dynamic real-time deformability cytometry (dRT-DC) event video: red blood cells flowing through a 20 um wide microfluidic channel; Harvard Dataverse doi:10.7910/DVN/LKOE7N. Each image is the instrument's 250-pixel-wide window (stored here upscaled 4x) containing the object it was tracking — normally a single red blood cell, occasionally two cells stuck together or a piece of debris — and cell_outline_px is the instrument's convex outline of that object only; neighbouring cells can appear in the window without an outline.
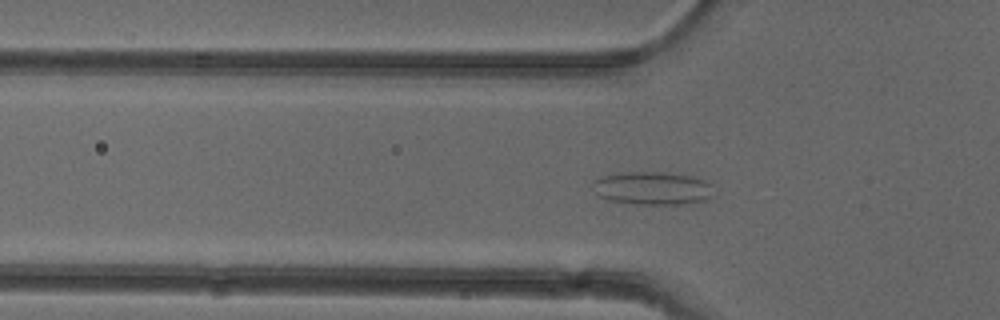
{"species": "common noctule bat (a hibernating species)", "species_latin": "Nyctalus noctula", "temperature_condition": "cold", "stored_images_in_passage": 45, "camera_frame_rate_fps": 3000, "um_per_image_px": 0.085, "animal": {"sex": "female"}, "frame": {"image": 1, "passage_image": 10, "time_ms": 3.0, "image_size_px": [1000, 320], "cell_outline_px": [[712, 196], [708, 200], [688, 204], [632, 204], [608, 200], [600, 196], [596, 192], [592, 184], [592, 180], [600, 176], [620, 172], [664, 172], [692, 176], [704, 180], [708, 184]], "centroid_in_image_um": [55.41, 16.0], "position_along_channel_um": 70.4, "area_um2": 23.47}}
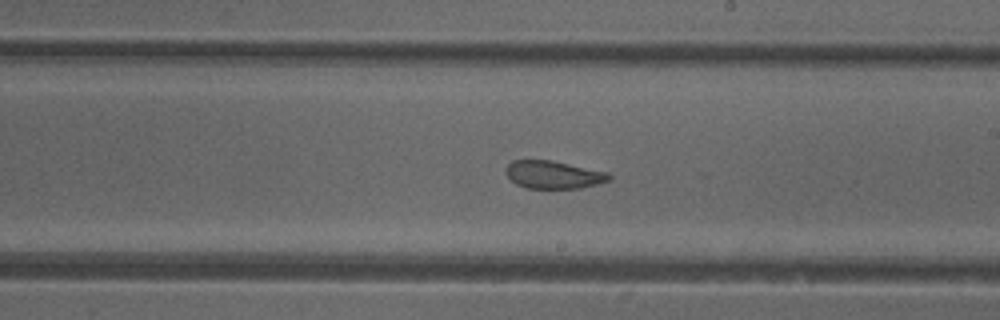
{"frame": {"image": 2, "passage_image": 23, "time_ms": 7.333, "image_size_px": [1000, 320], "cell_outline_px": [[612, 180], [580, 188], [524, 188], [516, 184], [504, 172], [508, 164], [512, 160], [552, 160], [608, 172], [612, 176]], "centroid_in_image_um": [47.05, 14.84], "position_along_channel_um": 241.9, "area_um2": 16.82}}
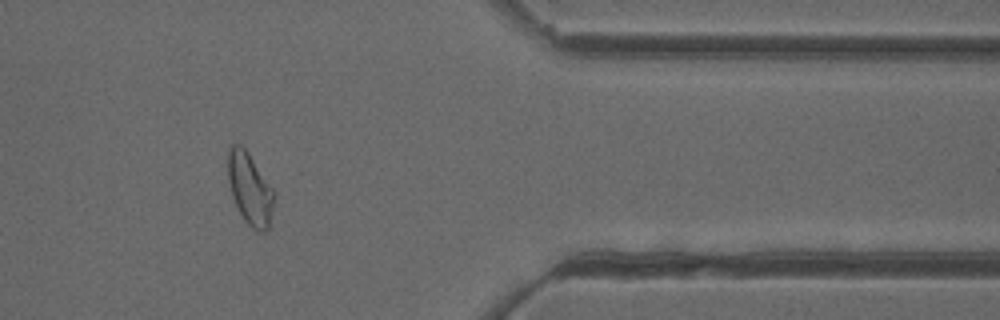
{"frame": {"image": 3, "passage_image": 36, "time_ms": 11.667, "image_size_px": [1000, 320], "cell_outline_px": [[276, 192], [268, 228], [264, 232], [260, 232], [252, 228], [244, 220], [232, 196], [228, 180], [228, 148], [232, 144], [240, 144], [248, 152]], "centroid_in_image_um": [21.25, 16.03], "position_along_channel_um": 390.2, "area_um2": 19.31}, "authors_computed_cell_mechanics": {"area_um2": 19.3052, "velocity_mm_per_s": 3.9344, "shape_relaxation_time_tau1_ms": null, "shape_relaxation_time_tau2_ms": 1.3176, "deformation_change_tau1": null, "deformation_change_tau2": 0.0659}}